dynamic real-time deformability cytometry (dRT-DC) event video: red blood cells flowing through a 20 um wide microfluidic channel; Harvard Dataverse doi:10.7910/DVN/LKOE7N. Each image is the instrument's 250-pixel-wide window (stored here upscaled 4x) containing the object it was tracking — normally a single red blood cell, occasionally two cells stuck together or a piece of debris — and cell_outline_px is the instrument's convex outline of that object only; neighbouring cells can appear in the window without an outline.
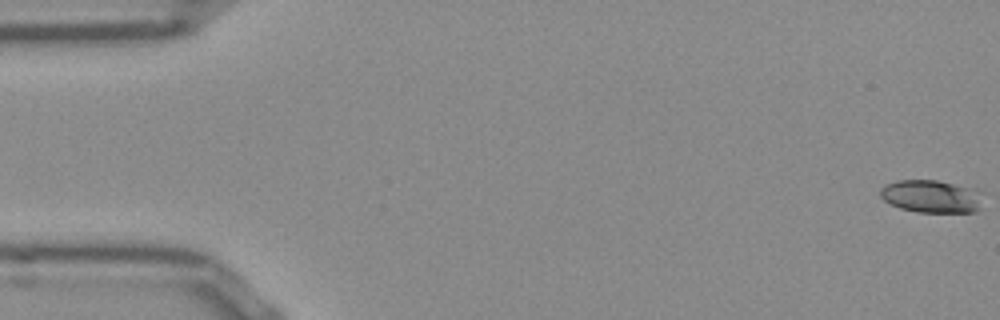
{"species": "Egyptian fruit bat (a non-hibernating species)", "species_latin": "Rousettus aegyptiacus", "temperature_condition": "room temperature", "stored_images_in_passage": 53, "camera_frame_rate_fps": 3000, "um_per_image_px": 0.085, "frame": {"image": 1, "passage_image": 1, "time_ms": 0.0, "image_size_px": [1000, 320], "cell_outline_px": [[980, 208], [972, 212], [920, 212], [900, 208], [884, 200], [880, 196], [880, 188], [888, 184], [900, 180], [936, 180], [952, 184], [964, 188], [976, 200]], "centroid_in_image_um": [78.95, 16.71], "position_along_channel_um": 6.1, "area_um2": 18.21}}
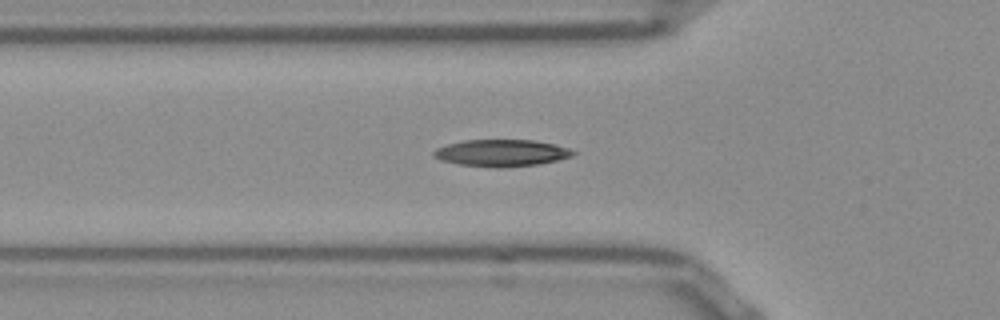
{"frame": {"image": 2, "passage_image": 18, "time_ms": 5.667, "image_size_px": [1000, 320], "cell_outline_px": [[576, 152], [572, 156], [540, 164], [496, 168], [460, 164], [440, 160], [432, 156], [432, 152], [436, 148], [448, 144], [464, 140], [536, 140], [568, 148]], "centroid_in_image_um": [42.59, 13.0], "position_along_channel_um": 83.2, "area_um2": 21.73}}
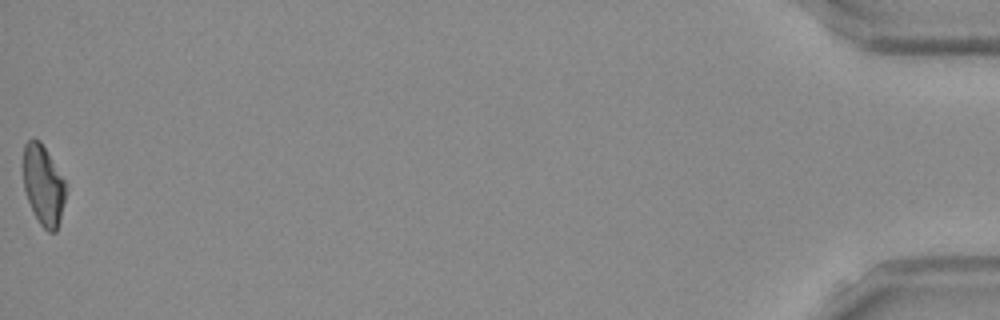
{"frame": {"image": 3, "passage_image": 53, "time_ms": 17.333, "image_size_px": [1000, 320], "cell_outline_px": [[64, 200], [60, 220], [56, 232], [48, 232], [40, 224], [28, 200], [24, 188], [24, 144], [32, 136], [40, 140], [64, 180]], "centroid_in_image_um": [3.67, 15.72], "position_along_channel_um": 431.5, "area_um2": 19.36}, "authors_computed_cell_mechanics": {"area_um2": 20.6924, "velocity_mm_per_s": 3.8753, "shape_relaxation_time_tau1_ms": 5.1166, "shape_relaxation_time_tau2_ms": 5.6713, "deformation_change_tau1": 0.1782, "deformation_change_tau2": 0.1388}}